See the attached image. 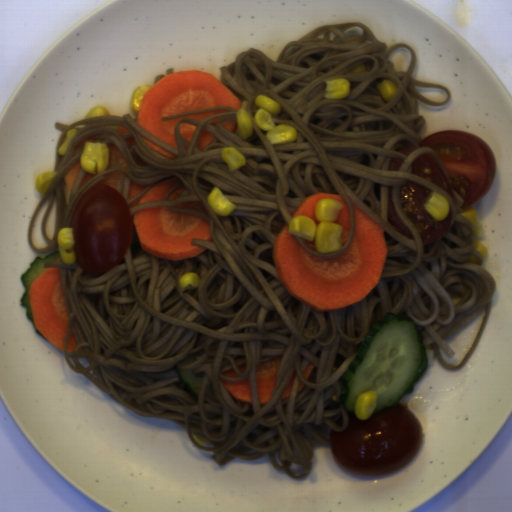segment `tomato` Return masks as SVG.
Masks as SVG:
<instances>
[{
	"mask_svg": "<svg viewBox=\"0 0 512 512\" xmlns=\"http://www.w3.org/2000/svg\"><path fill=\"white\" fill-rule=\"evenodd\" d=\"M420 145L434 150L446 175L430 153L413 160L412 174L437 186L455 201V192L459 194L463 198L462 211L473 208L485 197L496 172L494 155L486 142L472 133L453 129L426 135Z\"/></svg>",
	"mask_w": 512,
	"mask_h": 512,
	"instance_id": "590e3db6",
	"label": "tomato"
},
{
	"mask_svg": "<svg viewBox=\"0 0 512 512\" xmlns=\"http://www.w3.org/2000/svg\"><path fill=\"white\" fill-rule=\"evenodd\" d=\"M405 160L402 158H391L388 164V171H399Z\"/></svg>",
	"mask_w": 512,
	"mask_h": 512,
	"instance_id": "978c3c59",
	"label": "tomato"
},
{
	"mask_svg": "<svg viewBox=\"0 0 512 512\" xmlns=\"http://www.w3.org/2000/svg\"><path fill=\"white\" fill-rule=\"evenodd\" d=\"M75 262L83 272L105 273L124 258L132 239L126 198L107 183L85 190L71 217Z\"/></svg>",
	"mask_w": 512,
	"mask_h": 512,
	"instance_id": "da07e99c",
	"label": "tomato"
},
{
	"mask_svg": "<svg viewBox=\"0 0 512 512\" xmlns=\"http://www.w3.org/2000/svg\"><path fill=\"white\" fill-rule=\"evenodd\" d=\"M393 186H388V196H387V210H388V218L392 224V226L404 237L407 239H414V236L411 232V230L406 226V224L402 221L401 217L399 216L395 204H394V197H393Z\"/></svg>",
	"mask_w": 512,
	"mask_h": 512,
	"instance_id": "8d92a7de",
	"label": "tomato"
},
{
	"mask_svg": "<svg viewBox=\"0 0 512 512\" xmlns=\"http://www.w3.org/2000/svg\"><path fill=\"white\" fill-rule=\"evenodd\" d=\"M333 460L354 475L388 476L411 463L421 447V425L411 410L398 402L365 420L349 411L343 431L331 429Z\"/></svg>",
	"mask_w": 512,
	"mask_h": 512,
	"instance_id": "512abeb7",
	"label": "tomato"
},
{
	"mask_svg": "<svg viewBox=\"0 0 512 512\" xmlns=\"http://www.w3.org/2000/svg\"><path fill=\"white\" fill-rule=\"evenodd\" d=\"M433 192L427 186L408 180L399 190L401 209L417 230L423 245L441 240L452 224L450 206L447 216L441 221H435L425 209L424 204Z\"/></svg>",
	"mask_w": 512,
	"mask_h": 512,
	"instance_id": "269afe34",
	"label": "tomato"
},
{
	"mask_svg": "<svg viewBox=\"0 0 512 512\" xmlns=\"http://www.w3.org/2000/svg\"><path fill=\"white\" fill-rule=\"evenodd\" d=\"M416 147H407V148H403L401 149L400 151H398L399 153H402L404 154L405 156H409L414 150H415Z\"/></svg>",
	"mask_w": 512,
	"mask_h": 512,
	"instance_id": "88470153",
	"label": "tomato"
}]
</instances>
